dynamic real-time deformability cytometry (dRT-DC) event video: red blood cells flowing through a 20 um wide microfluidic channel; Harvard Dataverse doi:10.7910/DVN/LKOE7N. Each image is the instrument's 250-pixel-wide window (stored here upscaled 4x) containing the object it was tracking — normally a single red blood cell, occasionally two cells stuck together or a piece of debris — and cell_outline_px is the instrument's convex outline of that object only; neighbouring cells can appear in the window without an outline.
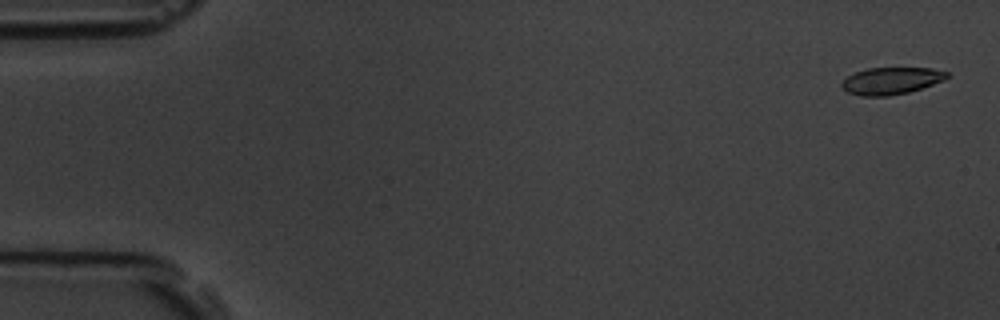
{"species": "common noctule bat (a hibernating species)", "species_latin": "Nyctalus noctula", "temperature_condition": "room temperature", "stored_images_in_passage": 8, "camera_frame_rate_fps": 3000, "um_per_image_px": 0.085, "animal": {"sex": "male", "body_mass_g": 19.5, "forearm_length_mm": 54.6}, "frame": {"image": 1, "passage_image": 1, "time_ms": 0.0, "image_size_px": [1000, 320], "cell_outline_px": [[952, 76], [944, 80], [908, 92], [888, 96], [860, 96], [848, 92], [840, 84], [848, 76], [856, 72], [868, 68], [932, 68], [948, 72]], "centroid_in_image_um": [75.78, 6.86], "position_along_channel_um": 9.2, "area_um2": 16.47}}
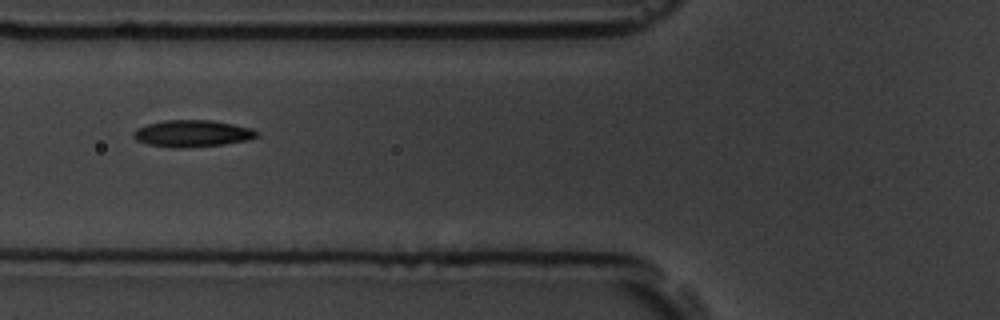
{"frame": {"image": 2, "passage_image": 6, "time_ms": 6.333, "image_size_px": [1000, 320], "cell_outline_px": [[260, 136], [248, 140], [224, 144], [188, 148], [176, 148], [148, 144], [136, 140], [132, 136], [132, 132], [136, 128], [148, 124], [164, 120], [212, 120], [252, 128], [260, 132]], "centroid_in_image_um": [16.36, 11.35], "position_along_channel_um": 109.4, "area_um2": 19.48}}
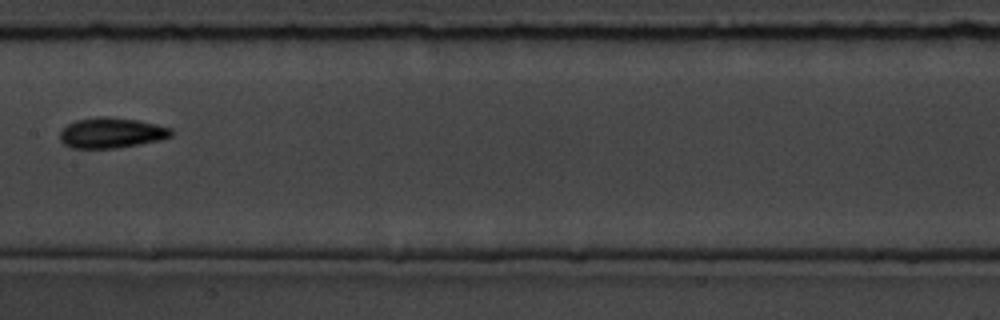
{"frame": {"image": 3, "passage_image": 8, "time_ms": 8.667, "image_size_px": [1000, 320], "cell_outline_px": [[172, 136], [160, 140], [116, 148], [72, 148], [64, 144], [60, 140], [60, 132], [68, 124], [76, 120], [100, 116], [108, 116], [136, 120], [156, 124], [172, 128]], "centroid_in_image_um": [9.47, 11.29], "position_along_channel_um": 197.9, "area_um2": 19.65}}